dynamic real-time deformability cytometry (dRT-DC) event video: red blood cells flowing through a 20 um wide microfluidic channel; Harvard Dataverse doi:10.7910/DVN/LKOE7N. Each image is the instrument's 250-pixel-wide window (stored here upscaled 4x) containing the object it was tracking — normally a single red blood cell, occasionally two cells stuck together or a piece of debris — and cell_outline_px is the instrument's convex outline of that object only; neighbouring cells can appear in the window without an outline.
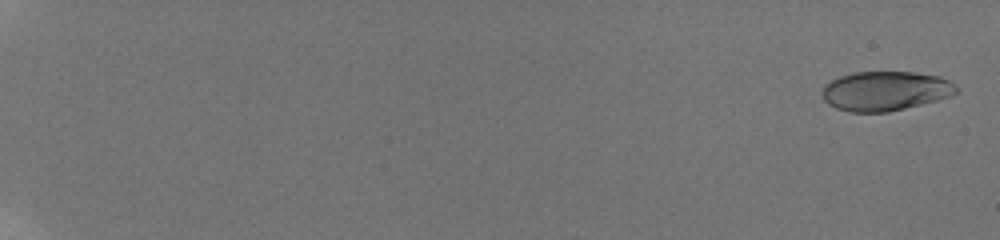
{"species": "human", "species_latin": "Homo sapiens", "temperature_condition": "room temperature", "stored_images_in_passage": 52, "camera_frame_rate_fps": 3000, "um_per_image_px": 0.085, "donor": {"sex": "male"}, "frame": {"image": 1, "passage_image": 3, "time_ms": 0.333, "image_size_px": [1000, 240], "cell_outline_px": [[960, 92], [952, 96], [888, 112], [852, 112], [836, 108], [828, 104], [824, 100], [820, 92], [824, 84], [840, 76], [852, 72], [912, 72], [940, 76], [956, 84], [960, 88]], "centroid_in_image_um": [75.26, 7.72], "position_along_channel_um": 9.7, "area_um2": 31.1}}
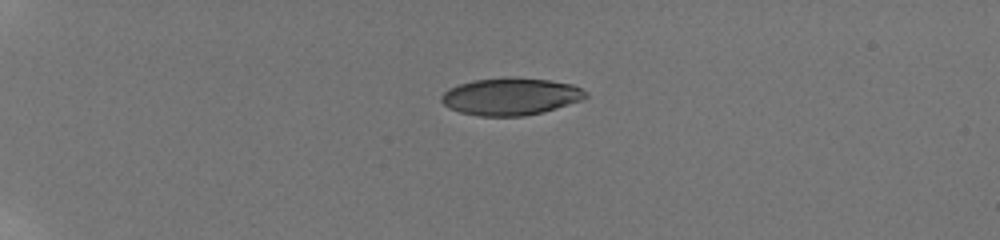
{"frame": {"image": 2, "passage_image": 25, "time_ms": 5.667, "image_size_px": [1000, 240], "cell_outline_px": [[588, 96], [580, 100], [556, 108], [524, 116], [480, 116], [460, 112], [448, 108], [440, 100], [440, 96], [448, 88], [472, 80], [504, 76], [508, 76], [548, 80], [572, 84], [588, 92]], "centroid_in_image_um": [43.37, 8.18], "position_along_channel_um": 41.6, "area_um2": 31.44}}
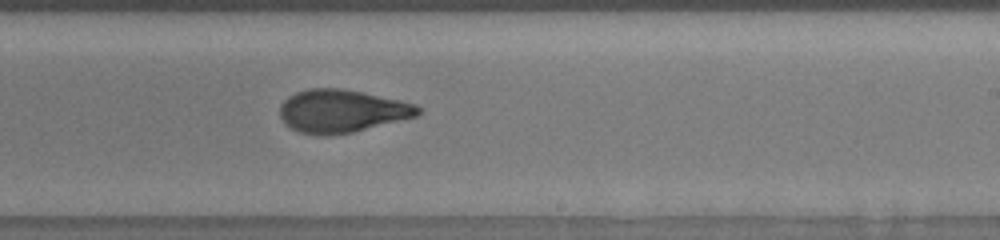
{"frame": {"image": 3, "passage_image": 52, "time_ms": 13.333, "image_size_px": [1000, 240], "cell_outline_px": [[420, 112], [416, 116], [352, 132], [328, 136], [320, 136], [300, 132], [284, 124], [280, 116], [280, 104], [288, 96], [296, 92], [308, 88], [340, 88], [364, 92], [400, 100], [416, 104], [420, 108]], "centroid_in_image_um": [29.01, 9.43], "position_along_channel_um": 260.0, "area_um2": 34.56}}